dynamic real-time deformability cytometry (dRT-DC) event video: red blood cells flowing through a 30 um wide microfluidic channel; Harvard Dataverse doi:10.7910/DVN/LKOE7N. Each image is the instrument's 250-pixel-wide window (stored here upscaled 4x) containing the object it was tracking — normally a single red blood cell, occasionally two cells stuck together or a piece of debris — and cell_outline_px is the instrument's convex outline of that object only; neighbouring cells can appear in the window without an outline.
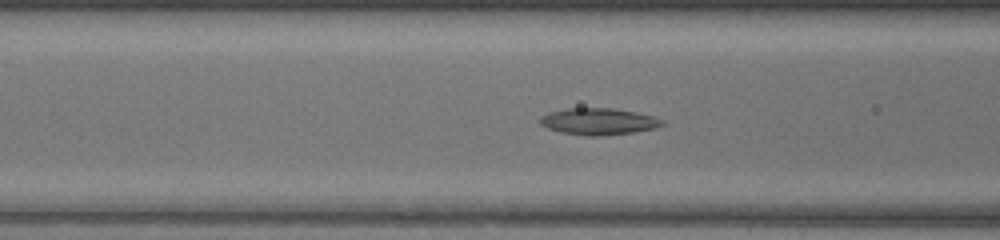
{"species": "common noctule bat (a hibernating species)", "species_latin": "Nyctalus noctula", "temperature_condition": "warm", "stored_images_in_passage": 55, "camera_frame_rate_fps": 3000, "um_per_image_px": 0.085, "animal": {"sex": "female", "body_mass_g": 17.0, "forearm_length_mm": 48.0}, "frame": {"image": 1, "passage_image": 23, "time_ms": 7.333, "image_size_px": [1000, 240], "cell_outline_px": [[664, 124], [656, 128], [632, 132], [600, 136], [588, 136], [560, 132], [548, 128], [540, 124], [540, 116], [548, 112], [568, 108], [616, 108], [636, 112], [652, 116], [664, 120]], "centroid_in_image_um": [50.87, 10.32], "position_along_channel_um": 115.7, "area_um2": 19.02}}
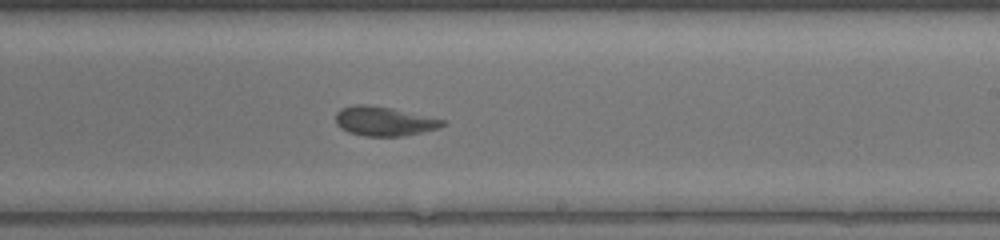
{"frame": {"image": 2, "passage_image": 34, "time_ms": 11.0, "image_size_px": [1000, 240], "cell_outline_px": [[448, 124], [440, 128], [404, 136], [364, 136], [348, 132], [340, 128], [336, 124], [336, 112], [340, 108], [356, 104], [368, 104], [392, 108], [448, 120]], "centroid_in_image_um": [32.68, 10.3], "position_along_channel_um": 256.3, "area_um2": 18.61}}
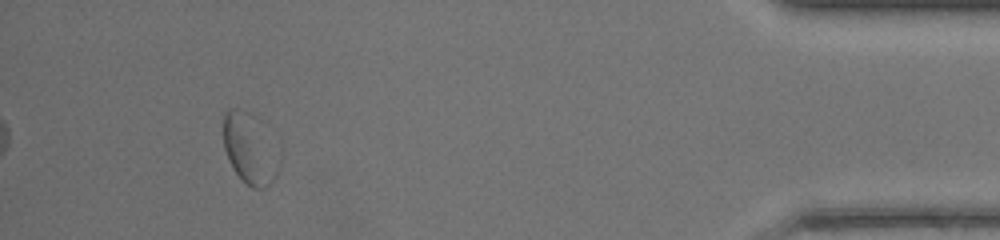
{"frame": {"image": 3, "passage_image": 51, "time_ms": 16.667, "image_size_px": [1000, 240], "cell_outline_px": [[280, 164], [276, 176], [264, 188], [252, 188], [232, 168], [228, 160], [224, 148], [224, 112], [228, 108], [236, 108], [280, 160]], "centroid_in_image_um": [21.11, 12.86], "position_along_channel_um": 414.1, "area_um2": 19.88}}